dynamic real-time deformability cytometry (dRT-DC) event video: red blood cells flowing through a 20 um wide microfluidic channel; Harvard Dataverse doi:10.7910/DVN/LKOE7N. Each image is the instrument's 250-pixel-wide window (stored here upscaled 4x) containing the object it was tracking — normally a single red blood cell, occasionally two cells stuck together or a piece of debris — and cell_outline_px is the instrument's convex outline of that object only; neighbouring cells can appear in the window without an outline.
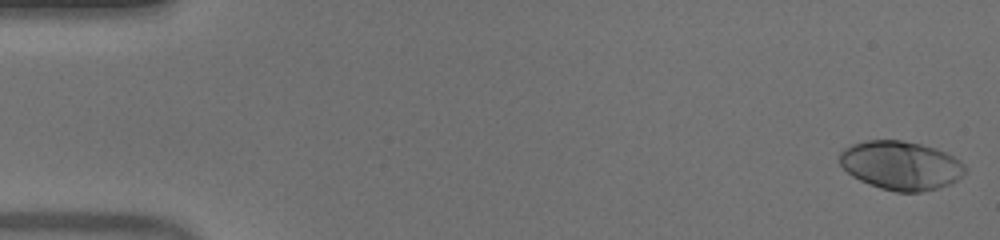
{"species": "human", "species_latin": "Homo sapiens", "temperature_condition": "warm", "stored_images_in_passage": 52, "camera_frame_rate_fps": 3000, "um_per_image_px": 0.085, "donor": {"sex": "male"}, "frame": {"image": 1, "passage_image": 1, "time_ms": 0.0, "image_size_px": [1000, 240], "cell_outline_px": [[968, 168], [956, 180], [940, 188], [920, 192], [896, 192], [880, 188], [868, 184], [852, 176], [840, 164], [840, 152], [844, 148], [852, 144], [864, 140], [900, 140], [920, 144], [936, 148], [960, 160]], "centroid_in_image_um": [76.56, 14.06], "position_along_channel_um": 8.4, "area_um2": 35.66}}
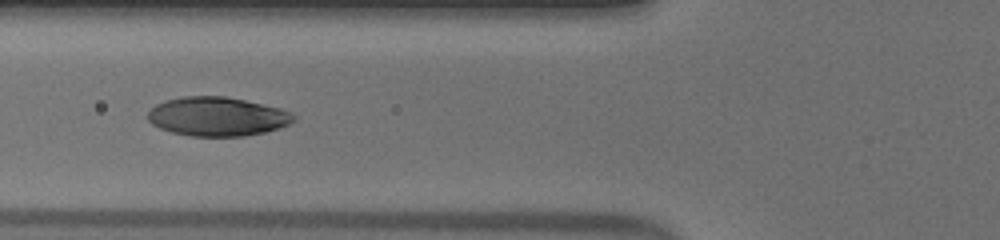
{"frame": {"image": 2, "passage_image": 20, "time_ms": 6.333, "image_size_px": [1000, 240], "cell_outline_px": [[296, 120], [280, 128], [264, 132], [244, 136], [192, 136], [172, 132], [160, 128], [152, 124], [148, 120], [148, 112], [156, 104], [164, 100], [184, 96], [224, 96], [244, 100], [280, 108], [296, 116]], "centroid_in_image_um": [18.46, 9.9], "position_along_channel_um": 107.3, "area_um2": 33.06}}
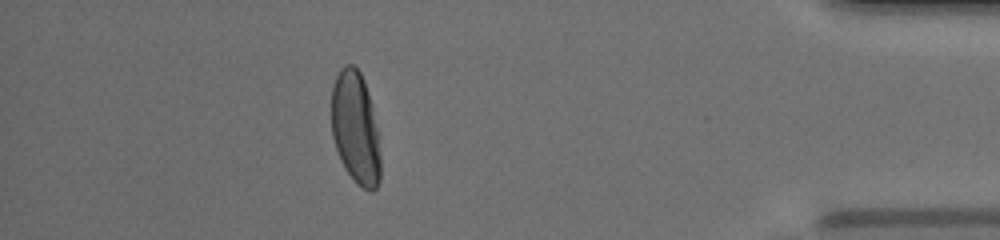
{"frame": {"image": 3, "passage_image": 46, "time_ms": 15.0, "image_size_px": [1000, 240], "cell_outline_px": [[380, 180], [376, 188], [372, 192], [356, 184], [344, 168], [340, 160], [332, 136], [332, 84], [340, 68], [344, 64], [352, 64], [360, 72], [364, 80], [372, 104], [380, 152]], "centroid_in_image_um": [30.21, 10.88], "position_along_channel_um": 405.0, "area_um2": 32.25}, "authors_computed_cell_mechanics": {"area_um2": 34.0442, "velocity_mm_per_s": 3.9564, "shape_relaxation_time_tau1_ms": 3.1257, "shape_relaxation_time_tau2_ms": null, "deformation_change_tau1": 0.2106, "deformation_change_tau2": null}}